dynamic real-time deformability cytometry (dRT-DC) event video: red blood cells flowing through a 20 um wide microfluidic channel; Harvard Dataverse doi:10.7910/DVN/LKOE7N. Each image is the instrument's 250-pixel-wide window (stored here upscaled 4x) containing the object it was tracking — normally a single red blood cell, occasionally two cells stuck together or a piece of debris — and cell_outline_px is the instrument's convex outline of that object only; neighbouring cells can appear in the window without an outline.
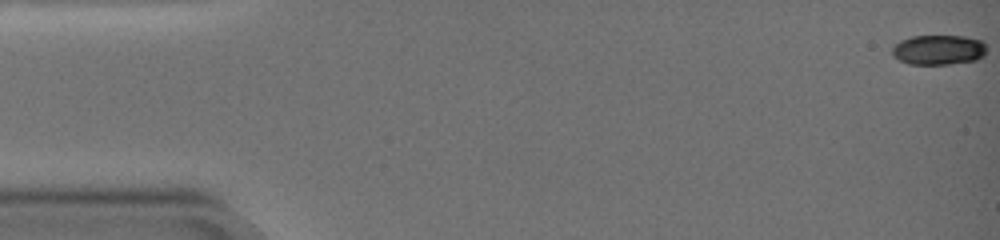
{"species": "common noctule bat (a hibernating species)", "species_latin": "Nyctalus noctula", "temperature_condition": "warm", "stored_images_in_passage": 70, "camera_frame_rate_fps": 3000, "um_per_image_px": 0.085, "animal": {"sex": "female", "body_mass_g": 19.0, "forearm_length_mm": 51.5}, "frame": {"image": 1, "passage_image": 1, "time_ms": 0.0, "image_size_px": [1000, 240], "cell_outline_px": [[984, 52], [976, 60], [948, 64], [912, 64], [900, 60], [892, 52], [892, 48], [896, 44], [904, 40], [916, 36], [960, 36], [980, 40], [984, 44]], "centroid_in_image_um": [79.77, 4.24], "position_along_channel_um": 5.2, "area_um2": 15.84}}
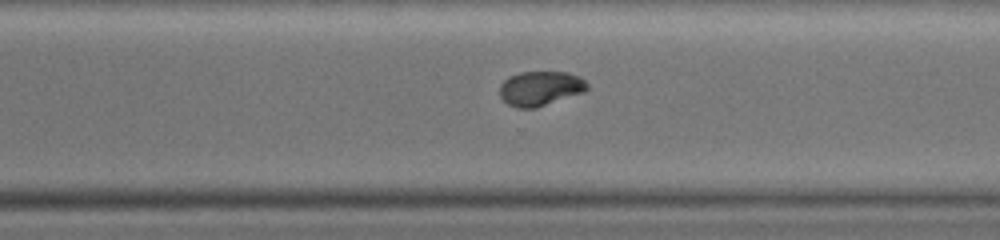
{"frame": {"image": 2, "passage_image": 51, "time_ms": 16.667, "image_size_px": [1000, 240], "cell_outline_px": [[588, 88], [584, 92], [536, 108], [516, 108], [508, 104], [500, 96], [500, 84], [508, 76], [520, 72], [568, 72], [580, 76], [588, 84]], "centroid_in_image_um": [45.92, 7.51], "position_along_channel_um": 324.7, "area_um2": 17.74}}
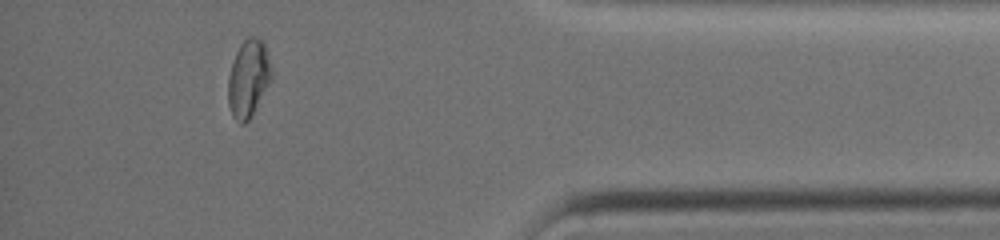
{"frame": {"image": 3, "passage_image": 63, "time_ms": 20.667, "image_size_px": [1000, 240], "cell_outline_px": [[272, 80], [252, 116], [244, 124], [240, 124], [232, 116], [228, 104], [228, 76], [232, 60], [240, 44], [248, 36], [256, 36], [264, 44], [272, 68]], "centroid_in_image_um": [21.11, 6.68], "position_along_channel_um": 414.1, "area_um2": 19.88}, "authors_computed_cell_mechanics": {"area_um2": 17.8313, "velocity_mm_per_s": 2.839, "shape_relaxation_time_tau1_ms": 6.9503, "shape_relaxation_time_tau2_ms": 5.4762, "deformation_change_tau1": 0.2169, "deformation_change_tau2": 0.0415}}